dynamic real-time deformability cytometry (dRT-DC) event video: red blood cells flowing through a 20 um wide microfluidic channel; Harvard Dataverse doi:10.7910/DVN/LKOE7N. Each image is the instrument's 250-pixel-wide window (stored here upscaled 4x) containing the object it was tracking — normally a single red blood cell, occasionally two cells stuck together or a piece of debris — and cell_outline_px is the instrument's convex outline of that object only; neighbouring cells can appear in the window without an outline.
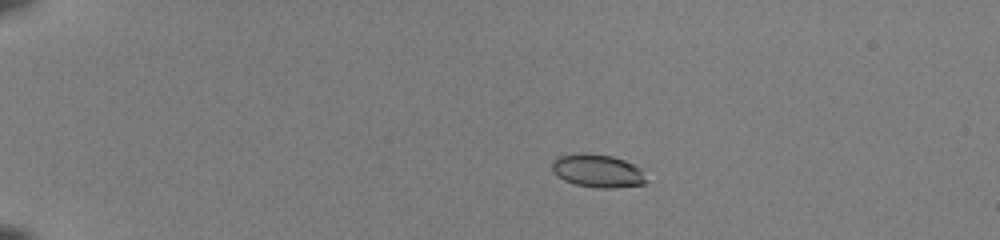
{"species": "common noctule bat (a hibernating species)", "species_latin": "Nyctalus noctula", "temperature_condition": "room temperature", "stored_images_in_passage": 41, "camera_frame_rate_fps": 3000, "um_per_image_px": 0.085, "animal": {"sex": "female", "body_mass_g": 22.0, "forearm_length_mm": 56.7}, "frame": {"image": 1, "passage_image": 1, "time_ms": 0.0, "image_size_px": [1000, 240], "cell_outline_px": [[648, 180], [644, 184], [612, 188], [596, 188], [576, 184], [564, 180], [552, 168], [552, 160], [556, 156], [580, 152], [584, 152], [612, 156], [624, 160], [640, 168]], "centroid_in_image_um": [50.8, 14.51], "position_along_channel_um": 34.2, "area_um2": 18.21}}
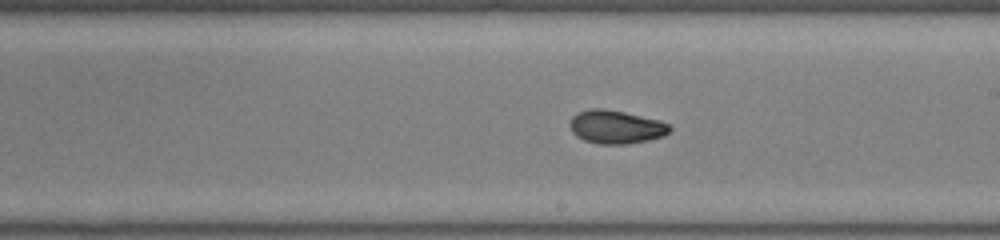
{"frame": {"image": 2, "passage_image": 22, "time_ms": 7.0, "image_size_px": [1000, 240], "cell_outline_px": [[672, 128], [664, 136], [624, 144], [600, 144], [584, 140], [576, 136], [572, 132], [572, 116], [576, 112], [588, 108], [604, 108], [624, 112], [660, 120], [668, 124]], "centroid_in_image_um": [52.34, 10.77], "position_along_channel_um": 236.7, "area_um2": 19.25}}
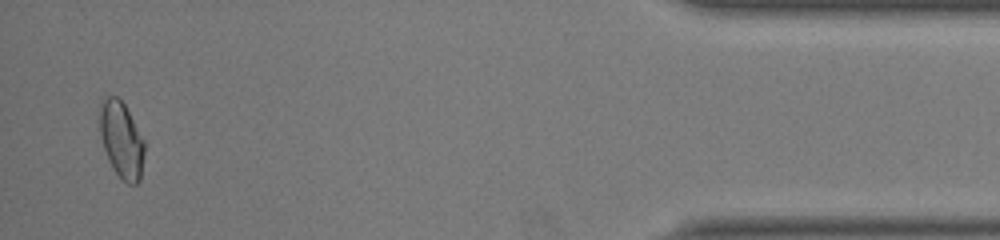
{"frame": {"image": 3, "passage_image": 40, "time_ms": 13.0, "image_size_px": [1000, 240], "cell_outline_px": [[144, 152], [140, 180], [136, 184], [128, 184], [116, 172], [108, 160], [104, 148], [100, 132], [100, 112], [104, 96], [116, 96], [124, 104], [144, 140]], "centroid_in_image_um": [10.33, 11.89], "position_along_channel_um": 424.9, "area_um2": 19.48}, "authors_computed_cell_mechanics": {"area_um2": 19.2474, "velocity_mm_per_s": 4.096, "shape_relaxation_time_tau1_ms": 7.5092, "shape_relaxation_time_tau2_ms": 1.8244, "deformation_change_tau1": 0.1981, "deformation_change_tau2": 0.0605}}